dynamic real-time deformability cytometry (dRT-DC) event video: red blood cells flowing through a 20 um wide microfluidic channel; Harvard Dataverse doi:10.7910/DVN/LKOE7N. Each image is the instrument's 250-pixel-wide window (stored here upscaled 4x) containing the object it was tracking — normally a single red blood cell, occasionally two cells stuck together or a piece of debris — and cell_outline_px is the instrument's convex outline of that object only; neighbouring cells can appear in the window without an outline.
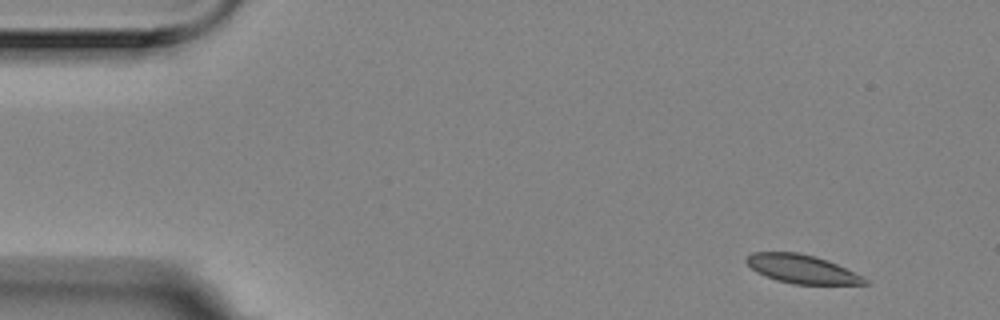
{"species": "Egyptian fruit bat (a non-hibernating species)", "species_latin": "Rousettus aegyptiacus", "temperature_condition": "room temperature", "stored_images_in_passage": 3, "camera_frame_rate_fps": 3000, "um_per_image_px": 0.085, "animal": {"sex": "female"}, "frame": {"image": 1, "passage_image": 1, "time_ms": 0.0, "image_size_px": [1000, 320], "cell_outline_px": [[872, 284], [792, 284], [776, 280], [764, 276], [756, 272], [744, 260], [752, 252], [800, 252], [816, 256], [828, 260], [864, 276]], "centroid_in_image_um": [68.18, 22.87], "position_along_channel_um": 16.8, "area_um2": 19.94}}
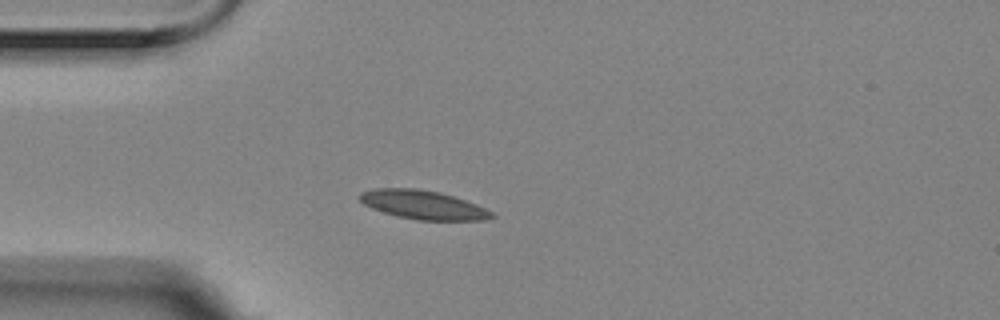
{"frame": {"image": 2, "passage_image": 3, "time_ms": 0.667, "image_size_px": [1000, 320], "cell_outline_px": [[496, 216], [484, 220], [416, 220], [396, 216], [372, 208], [364, 204], [360, 200], [360, 192], [376, 188], [420, 188], [440, 192], [464, 200], [484, 208], [492, 212]], "centroid_in_image_um": [35.94, 17.4], "position_along_channel_um": 49.1, "area_um2": 22.02}}